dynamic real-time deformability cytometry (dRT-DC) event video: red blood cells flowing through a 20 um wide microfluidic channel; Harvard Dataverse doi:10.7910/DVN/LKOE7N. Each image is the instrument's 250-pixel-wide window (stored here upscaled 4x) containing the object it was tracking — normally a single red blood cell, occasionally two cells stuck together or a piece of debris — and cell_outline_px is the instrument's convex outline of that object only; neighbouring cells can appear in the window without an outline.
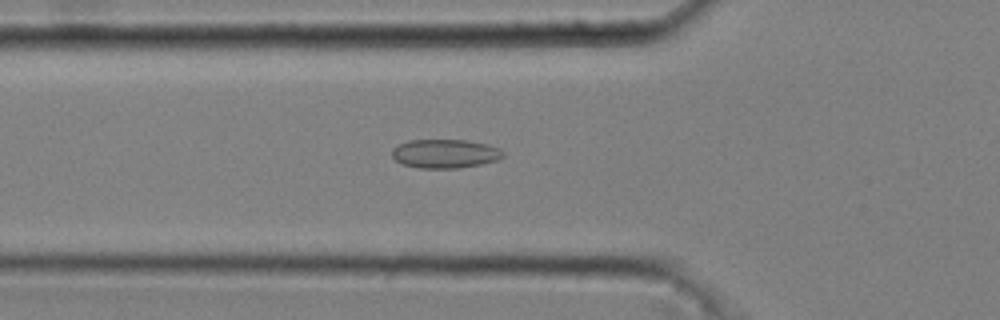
{"species": "common noctule bat (a hibernating species)", "species_latin": "Nyctalus noctula", "temperature_condition": "cold", "stored_images_in_passage": 51, "camera_frame_rate_fps": 3000, "um_per_image_px": 0.085, "animal": {"sex": "male", "body_mass_g": 20.4}, "frame": {"image": 1, "passage_image": 19, "time_ms": 6.0, "image_size_px": [1000, 320], "cell_outline_px": [[504, 156], [500, 160], [480, 164], [456, 168], [420, 168], [404, 164], [396, 160], [392, 156], [392, 148], [408, 140], [468, 140], [488, 144], [500, 148], [504, 152]], "centroid_in_image_um": [37.87, 13.05], "position_along_channel_um": 87.9, "area_um2": 18.73}}
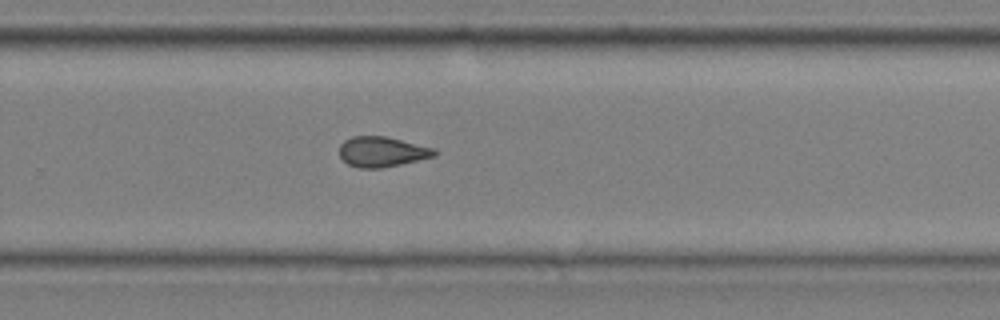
{"frame": {"image": 2, "passage_image": 36, "time_ms": 11.667, "image_size_px": [1000, 320], "cell_outline_px": [[436, 156], [400, 164], [380, 168], [360, 168], [348, 164], [340, 156], [340, 144], [344, 140], [352, 136], [388, 136], [436, 148]], "centroid_in_image_um": [32.49, 12.88], "position_along_channel_um": 297.3, "area_um2": 16.82}}
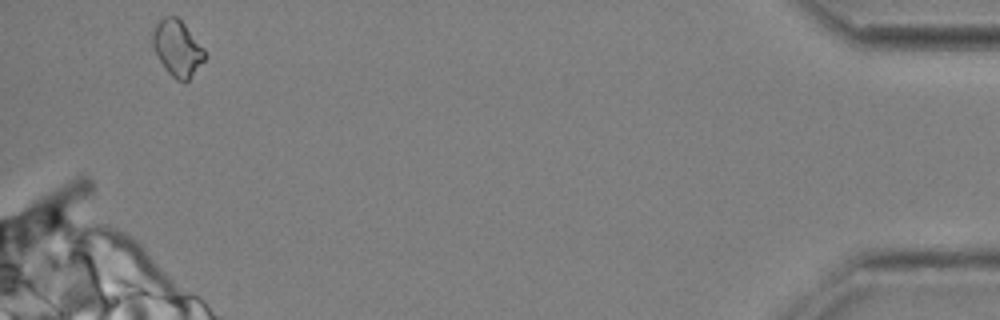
{"frame": {"image": 3, "passage_image": 51, "time_ms": 16.667, "image_size_px": [1000, 320], "cell_outline_px": [[208, 56], [188, 80], [176, 80], [164, 68], [152, 48], [152, 28], [164, 16], [176, 16], [184, 24], [204, 48]], "centroid_in_image_um": [15.06, 4.09], "position_along_channel_um": 420.1, "area_um2": 17.05}, "authors_computed_cell_mechanics": {"area_um2": 17.2244, "velocity_mm_per_s": 3.6977, "shape_relaxation_time_tau1_ms": 8.443, "shape_relaxation_time_tau2_ms": 3.9683, "deformation_change_tau1": 0.1221, "deformation_change_tau2": 0.0965}}